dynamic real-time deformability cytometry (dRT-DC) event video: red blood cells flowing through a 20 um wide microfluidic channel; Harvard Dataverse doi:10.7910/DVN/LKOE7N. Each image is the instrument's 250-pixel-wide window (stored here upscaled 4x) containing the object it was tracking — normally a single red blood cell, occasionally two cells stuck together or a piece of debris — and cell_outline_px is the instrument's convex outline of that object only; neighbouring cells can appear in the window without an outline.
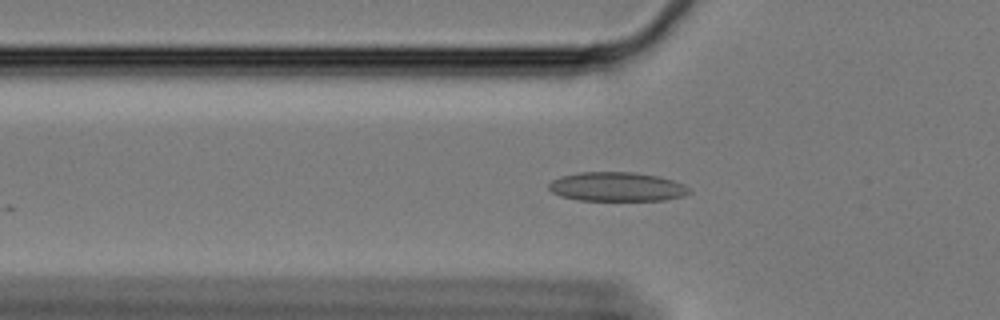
{"species": "Egyptian fruit bat (a non-hibernating species)", "species_latin": "Rousettus aegyptiacus", "temperature_condition": "cold", "stored_images_in_passage": 17, "camera_frame_rate_fps": 3000, "um_per_image_px": 0.085, "animal": {"sex": "female"}, "frame": {"image": 1, "passage_image": 4, "time_ms": 1.0, "image_size_px": [1000, 320], "cell_outline_px": [[692, 192], [684, 196], [664, 200], [580, 200], [560, 196], [552, 192], [548, 188], [548, 184], [552, 180], [560, 176], [580, 172], [636, 172], [656, 176], [672, 180], [684, 184]], "centroid_in_image_um": [52.42, 15.87], "position_along_channel_um": 73.4, "area_um2": 23.87}}
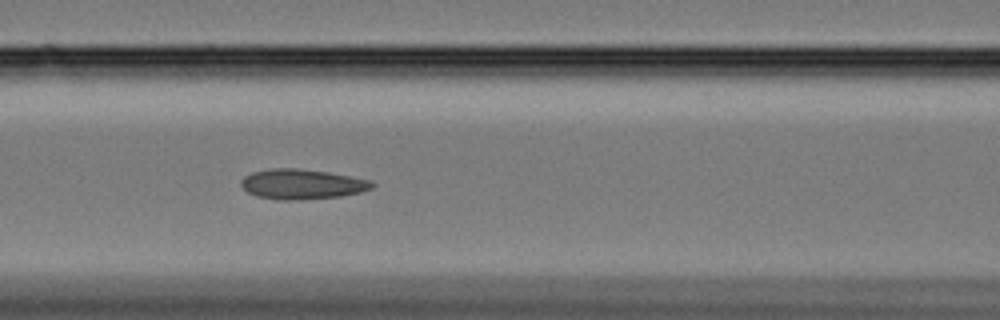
{"frame": {"image": 2, "passage_image": 10, "time_ms": 3.0, "image_size_px": [1000, 320], "cell_outline_px": [[376, 184], [372, 188], [360, 192], [340, 196], [300, 200], [276, 200], [256, 196], [248, 192], [240, 184], [240, 180], [244, 176], [252, 172], [272, 168], [296, 168], [328, 172], [368, 180]], "centroid_in_image_um": [25.62, 15.66], "position_along_channel_um": 141.0, "area_um2": 22.89}}
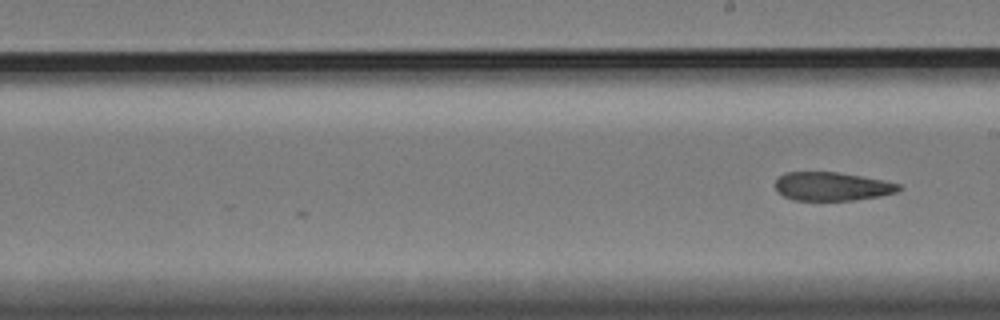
{"frame": {"image": 3, "passage_image": 17, "time_ms": 5.333, "image_size_px": [1000, 320], "cell_outline_px": [[904, 188], [900, 192], [880, 196], [852, 200], [792, 200], [776, 192], [776, 180], [780, 176], [788, 172], [836, 172], [884, 180], [900, 184]], "centroid_in_image_um": [70.76, 15.85], "position_along_channel_um": 218.2, "area_um2": 20.63}}